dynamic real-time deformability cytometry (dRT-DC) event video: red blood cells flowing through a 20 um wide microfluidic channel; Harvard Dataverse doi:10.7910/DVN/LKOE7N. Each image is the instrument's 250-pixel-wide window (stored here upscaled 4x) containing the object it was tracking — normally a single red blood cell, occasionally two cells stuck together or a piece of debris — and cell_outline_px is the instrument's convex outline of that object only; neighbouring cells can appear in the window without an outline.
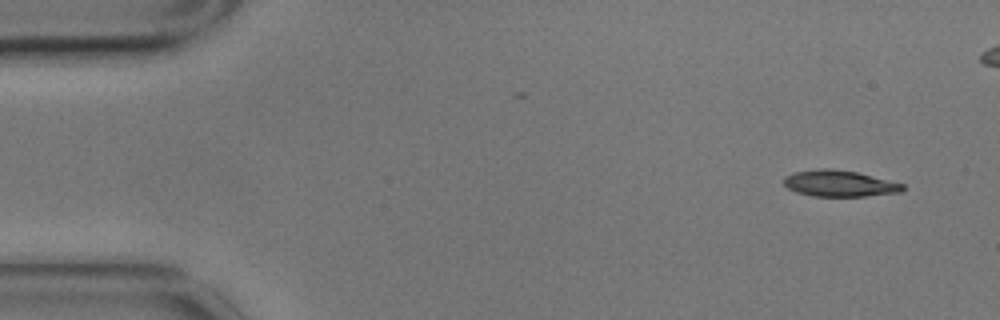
{"species": "common noctule bat (a hibernating species)", "species_latin": "Nyctalus noctula", "temperature_condition": "cold", "stored_images_in_passage": 9, "camera_frame_rate_fps": 3000, "um_per_image_px": 0.085, "animal": {"sex": "male", "body_mass_g": 17.9}, "frame": {"image": 1, "passage_image": 1, "time_ms": 0.0, "image_size_px": [1000, 320], "cell_outline_px": [[904, 188], [900, 192], [864, 196], [812, 196], [796, 192], [788, 188], [784, 184], [784, 176], [792, 172], [816, 168], [832, 168], [856, 172], [904, 184]], "centroid_in_image_um": [71.29, 15.58], "position_along_channel_um": 13.7, "area_um2": 18.21}}